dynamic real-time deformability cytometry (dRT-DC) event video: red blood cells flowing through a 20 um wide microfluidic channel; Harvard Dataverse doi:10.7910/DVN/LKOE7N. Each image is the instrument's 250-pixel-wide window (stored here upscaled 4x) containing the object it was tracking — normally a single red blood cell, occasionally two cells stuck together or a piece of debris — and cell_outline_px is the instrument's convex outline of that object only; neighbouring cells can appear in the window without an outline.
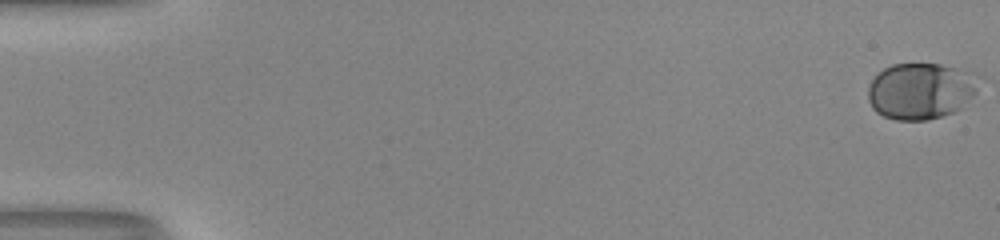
{"species": "human", "species_latin": "Homo sapiens", "temperature_condition": "room temperature", "stored_images_in_passage": 50, "camera_frame_rate_fps": 3000, "um_per_image_px": 0.085, "donor": {"sex": "male"}, "frame": {"image": 1, "passage_image": 1, "time_ms": 0.0, "image_size_px": [1000, 240], "cell_outline_px": [[984, 80], [976, 92], [964, 108], [928, 120], [896, 120], [884, 116], [876, 112], [872, 108], [868, 100], [868, 88], [872, 80], [884, 68], [892, 64], [940, 64], [972, 72], [984, 76]], "centroid_in_image_um": [78.34, 7.72], "position_along_channel_um": 6.7, "area_um2": 37.05}}
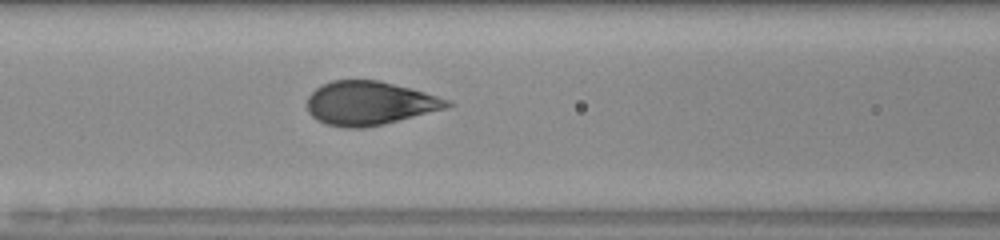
{"frame": {"image": 2, "passage_image": 25, "time_ms": 8.0, "image_size_px": [1000, 240], "cell_outline_px": [[456, 104], [448, 108], [384, 124], [364, 128], [344, 128], [324, 124], [316, 120], [308, 112], [308, 96], [320, 84], [332, 80], [380, 80], [424, 92], [452, 100]], "centroid_in_image_um": [31.42, 8.78], "position_along_channel_um": 135.2, "area_um2": 36.07}}
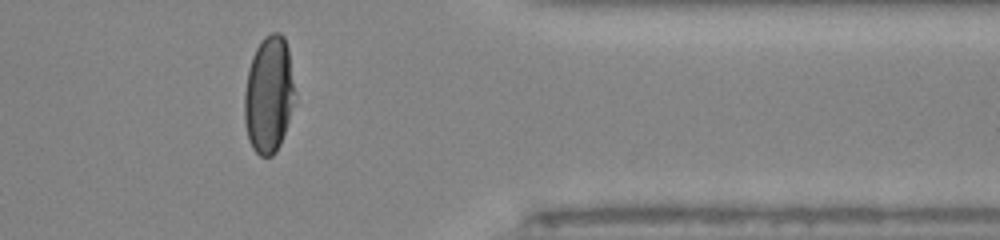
{"frame": {"image": 3, "passage_image": 45, "time_ms": 14.667, "image_size_px": [1000, 240], "cell_outline_px": [[292, 104], [288, 120], [280, 144], [276, 152], [272, 156], [260, 156], [252, 148], [248, 140], [244, 120], [244, 92], [248, 68], [252, 56], [256, 48], [264, 36], [272, 32], [280, 32], [284, 36], [288, 48], [292, 84]], "centroid_in_image_um": [22.79, 8.04], "position_along_channel_um": 388.6, "area_um2": 33.87}}